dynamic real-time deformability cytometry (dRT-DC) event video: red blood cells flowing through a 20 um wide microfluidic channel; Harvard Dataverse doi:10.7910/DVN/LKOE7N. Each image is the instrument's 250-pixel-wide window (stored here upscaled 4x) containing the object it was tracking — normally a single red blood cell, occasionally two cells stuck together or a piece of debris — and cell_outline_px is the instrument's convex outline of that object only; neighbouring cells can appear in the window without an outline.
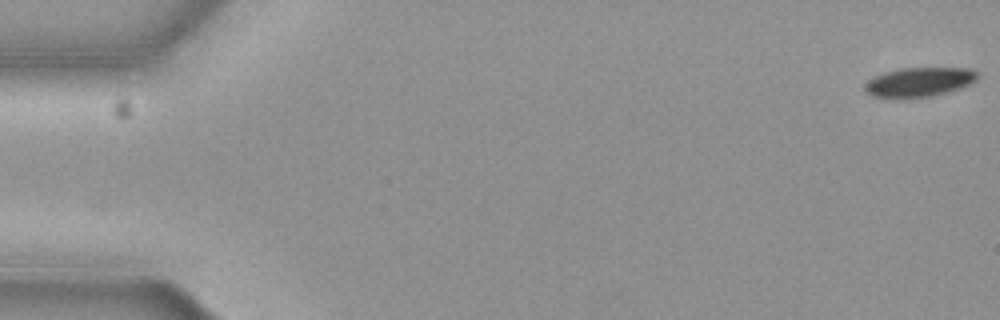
{"species": "common noctule bat (a hibernating species)", "species_latin": "Nyctalus noctula", "temperature_condition": "cold", "stored_images_in_passage": 57, "camera_frame_rate_fps": 3000, "um_per_image_px": 0.085, "animal": {"sex": "female", "body_mass_g": 19.3, "forearm_length_mm": 54.1}, "frame": {"image": 1, "passage_image": 1, "time_ms": 0.0, "image_size_px": [1000, 320], "cell_outline_px": [[980, 76], [972, 84], [948, 92], [932, 96], [908, 100], [896, 100], [872, 96], [864, 92], [864, 84], [868, 80], [884, 72], [900, 68], [968, 68], [976, 72]], "centroid_in_image_um": [78.09, 7.02], "position_along_channel_um": 6.9, "area_um2": 20.0}}
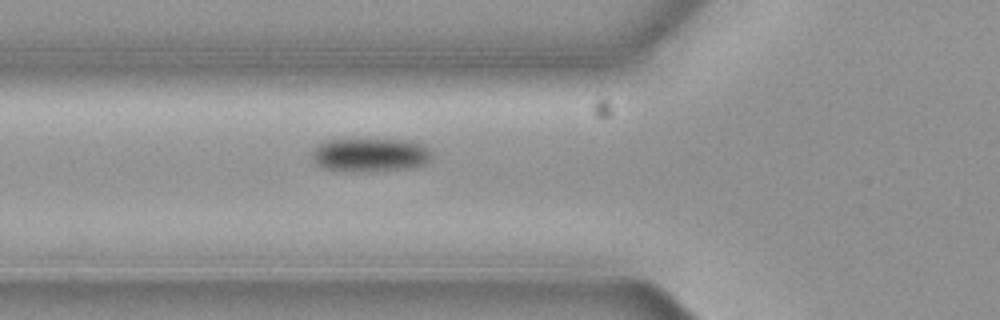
{"frame": {"image": 2, "passage_image": 21, "time_ms": 6.667, "image_size_px": [1000, 320], "cell_outline_px": [[432, 152], [428, 160], [424, 164], [408, 168], [364, 172], [348, 172], [320, 168], [312, 160], [312, 152], [324, 140], [412, 140], [424, 144]], "centroid_in_image_um": [31.44, 13.18], "position_along_channel_um": 94.4, "area_um2": 23.64}}
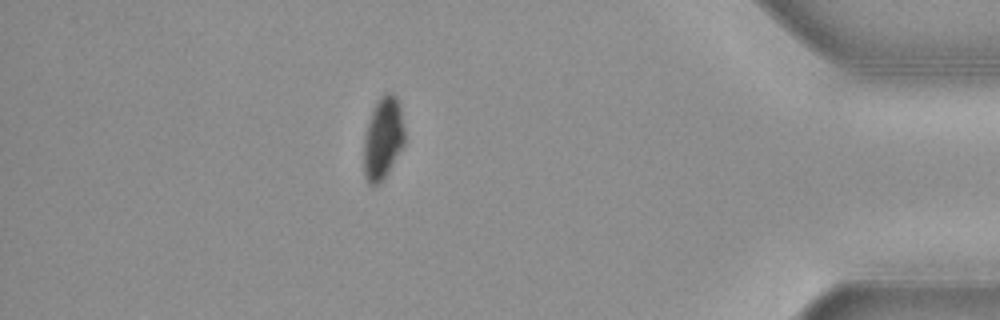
{"frame": {"image": 3, "passage_image": 50, "time_ms": 16.333, "image_size_px": [1000, 320], "cell_outline_px": [[404, 144], [384, 176], [376, 184], [368, 184], [364, 172], [364, 136], [368, 120], [372, 108], [380, 96], [384, 92], [392, 92], [396, 96], [400, 104], [404, 128]], "centroid_in_image_um": [32.54, 11.66], "position_along_channel_um": 402.7, "area_um2": 19.42}, "authors_computed_cell_mechanics": {"area_um2": 21.7328, "velocity_mm_per_s": 3.6714, "shape_relaxation_time_tau1_ms": 7.0804, "shape_relaxation_time_tau2_ms": null, "deformation_change_tau1": 0.1271, "deformation_change_tau2": null}}